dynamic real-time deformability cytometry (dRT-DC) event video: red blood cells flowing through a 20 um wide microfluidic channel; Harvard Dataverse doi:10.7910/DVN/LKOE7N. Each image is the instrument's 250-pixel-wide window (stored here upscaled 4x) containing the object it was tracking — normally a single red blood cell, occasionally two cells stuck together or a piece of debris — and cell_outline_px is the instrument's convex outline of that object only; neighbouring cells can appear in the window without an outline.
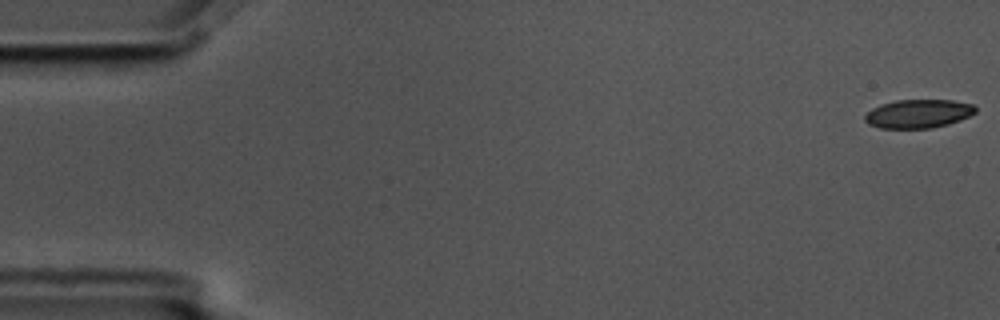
{"species": "common noctule bat (a hibernating species)", "species_latin": "Nyctalus noctula", "temperature_condition": "cold", "stored_images_in_passage": 5, "camera_frame_rate_fps": 3000, "um_per_image_px": 0.085, "animal": {"sex": "male", "body_mass_g": 17.5, "forearm_length_mm": 52.3}, "frame": {"image": 1, "passage_image": 1, "time_ms": 0.0, "image_size_px": [1000, 320], "cell_outline_px": [[976, 112], [960, 120], [948, 124], [932, 128], [880, 128], [868, 124], [864, 120], [864, 116], [872, 108], [880, 104], [896, 100], [952, 100], [972, 104], [976, 108]], "centroid_in_image_um": [78.03, 9.66], "position_along_channel_um": 7.0, "area_um2": 18.44}}
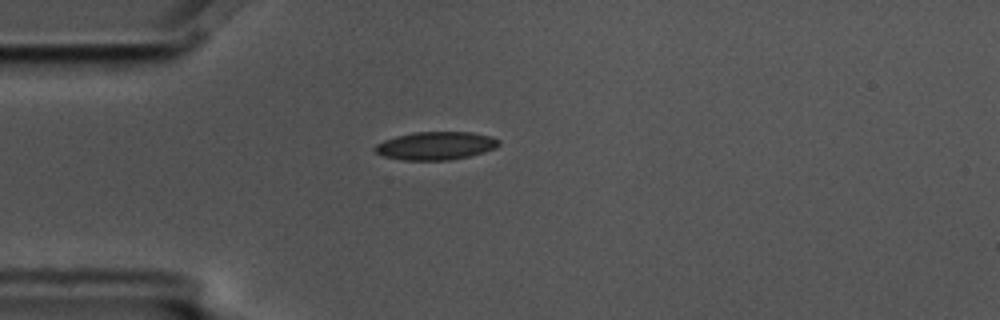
{"frame": {"image": 2, "passage_image": 5, "time_ms": 1.333, "image_size_px": [1000, 320], "cell_outline_px": [[500, 144], [496, 148], [484, 152], [468, 156], [448, 160], [404, 160], [384, 156], [376, 152], [372, 148], [376, 144], [384, 140], [396, 136], [416, 132], [472, 132], [492, 136], [500, 140]], "centroid_in_image_um": [37.06, 12.38], "position_along_channel_um": 47.9, "area_um2": 20.29}}